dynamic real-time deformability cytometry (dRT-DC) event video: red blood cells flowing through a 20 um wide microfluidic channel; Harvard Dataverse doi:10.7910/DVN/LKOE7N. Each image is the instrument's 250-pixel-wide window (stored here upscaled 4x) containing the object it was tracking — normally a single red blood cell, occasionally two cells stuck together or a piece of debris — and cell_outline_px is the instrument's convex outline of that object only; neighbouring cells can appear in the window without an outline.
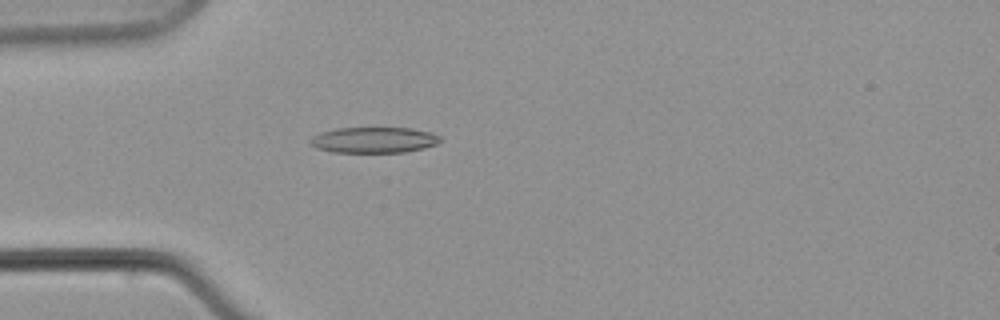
{"species": "common noctule bat (a hibernating species)", "species_latin": "Nyctalus noctula", "temperature_condition": "warm", "stored_images_in_passage": 9, "camera_frame_rate_fps": 3000, "um_per_image_px": 0.085, "animal": {"sex": "male", "body_mass_g": 21.5, "forearm_length_mm": 52.0}, "frame": {"image": 1, "passage_image": 6, "time_ms": 7.0, "image_size_px": [1000, 320], "cell_outline_px": [[440, 140], [436, 144], [424, 148], [404, 152], [332, 152], [316, 148], [312, 144], [312, 136], [320, 132], [336, 128], [412, 128], [432, 132], [440, 136]], "centroid_in_image_um": [31.8, 11.89], "position_along_channel_um": 53.2, "area_um2": 19.48}}
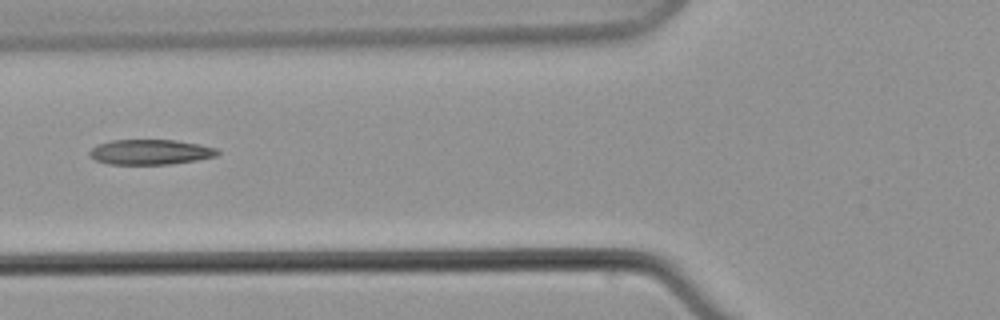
{"frame": {"image": 2, "passage_image": 8, "time_ms": 9.667, "image_size_px": [1000, 320], "cell_outline_px": [[220, 152], [216, 156], [196, 160], [172, 164], [108, 164], [96, 160], [88, 156], [88, 152], [96, 144], [112, 140], [176, 140], [200, 144], [216, 148]], "centroid_in_image_um": [12.76, 12.92], "position_along_channel_um": 113.0, "area_um2": 18.84}}